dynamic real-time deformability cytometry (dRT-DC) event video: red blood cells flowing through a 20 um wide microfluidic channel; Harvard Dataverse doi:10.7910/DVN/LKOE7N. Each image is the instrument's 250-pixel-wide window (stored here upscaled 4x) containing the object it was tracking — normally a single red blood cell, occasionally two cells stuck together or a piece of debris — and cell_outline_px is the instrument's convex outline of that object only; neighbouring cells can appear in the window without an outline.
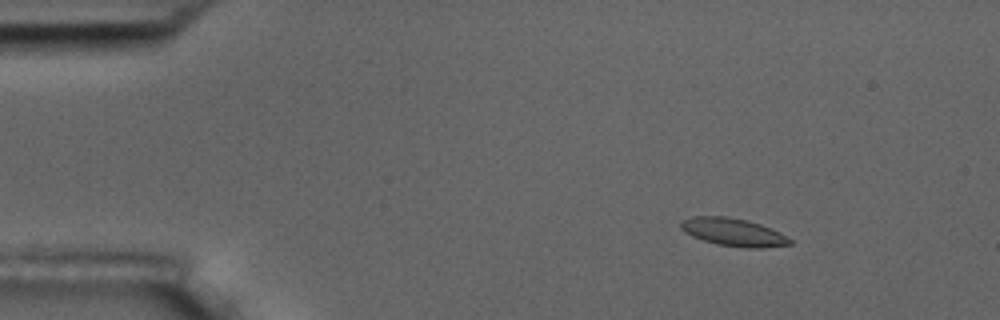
{"species": "common noctule bat (a hibernating species)", "species_latin": "Nyctalus noctula", "temperature_condition": "room temperature", "stored_images_in_passage": 4, "camera_frame_rate_fps": 3000, "um_per_image_px": 0.085, "animal": {"sex": "male", "body_mass_g": 17.5, "forearm_length_mm": 52.3}, "frame": {"image": 1, "passage_image": 2, "time_ms": 1.333, "image_size_px": [1000, 320], "cell_outline_px": [[792, 244], [760, 248], [752, 248], [716, 244], [692, 236], [684, 232], [680, 228], [680, 220], [692, 216], [724, 216], [744, 220], [760, 224], [780, 232], [792, 240]], "centroid_in_image_um": [62.3, 19.73], "position_along_channel_um": 22.7, "area_um2": 17.57}}
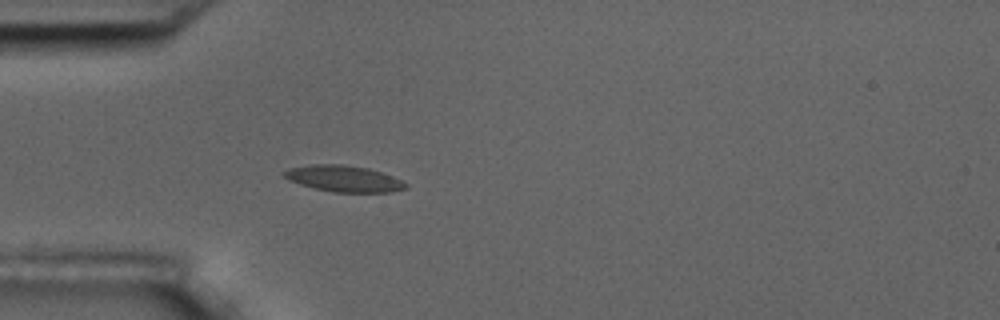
{"frame": {"image": 2, "passage_image": 4, "time_ms": 4.333, "image_size_px": [1000, 320], "cell_outline_px": [[408, 188], [388, 192], [332, 192], [300, 184], [284, 176], [284, 172], [288, 168], [312, 164], [344, 164], [368, 168], [392, 176], [408, 184]], "centroid_in_image_um": [29.25, 15.18], "position_along_channel_um": 55.8, "area_um2": 18.38}}